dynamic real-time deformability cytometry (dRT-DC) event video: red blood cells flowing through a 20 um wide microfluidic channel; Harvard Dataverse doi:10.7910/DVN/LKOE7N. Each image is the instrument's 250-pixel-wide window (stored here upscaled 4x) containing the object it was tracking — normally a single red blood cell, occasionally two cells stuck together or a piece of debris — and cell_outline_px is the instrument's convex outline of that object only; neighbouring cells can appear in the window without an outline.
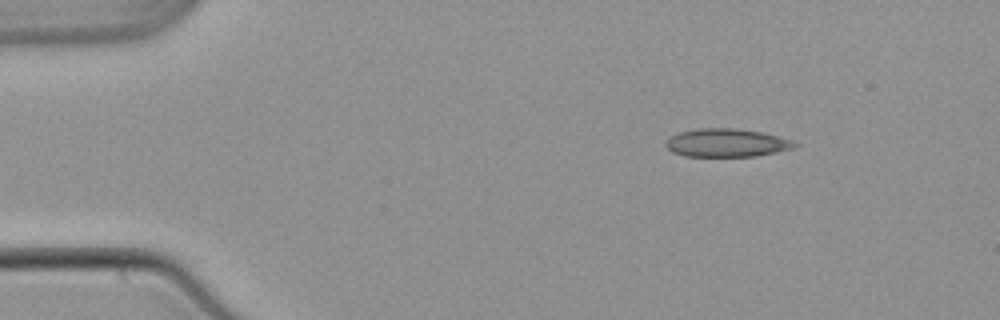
{"species": "common noctule bat (a hibernating species)", "species_latin": "Nyctalus noctula", "temperature_condition": "warm", "stored_images_in_passage": 46, "camera_frame_rate_fps": 3000, "um_per_image_px": 0.085, "animal": {"sex": "male", "body_mass_g": 21.5, "forearm_length_mm": 52.0}, "frame": {"image": 1, "passage_image": 1, "time_ms": 0.0, "image_size_px": [1000, 320], "cell_outline_px": [[800, 144], [792, 148], [776, 152], [756, 156], [684, 156], [672, 152], [664, 144], [672, 136], [680, 132], [700, 128], [732, 128], [764, 132], [780, 136], [792, 140]], "centroid_in_image_um": [61.8, 12.14], "position_along_channel_um": 23.2, "area_um2": 21.15}}
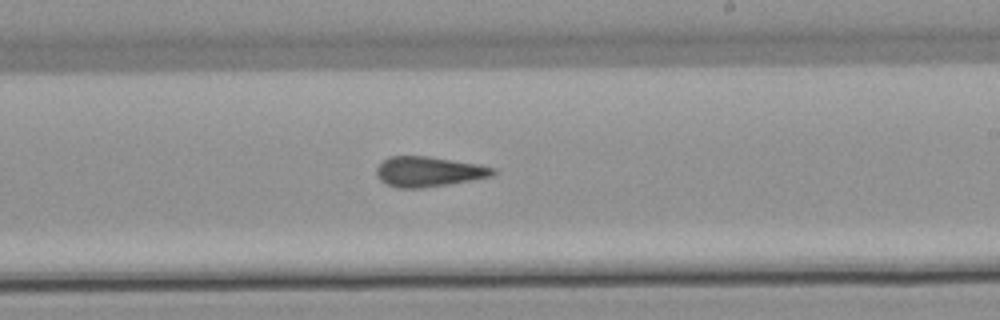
{"frame": {"image": 2, "passage_image": 25, "time_ms": 8.0, "image_size_px": [1000, 320], "cell_outline_px": [[496, 172], [492, 176], [448, 184], [420, 188], [396, 188], [380, 180], [376, 176], [376, 168], [388, 156], [428, 156], [480, 164], [496, 168]], "centroid_in_image_um": [36.43, 14.58], "position_along_channel_um": 252.6, "area_um2": 20.46}}
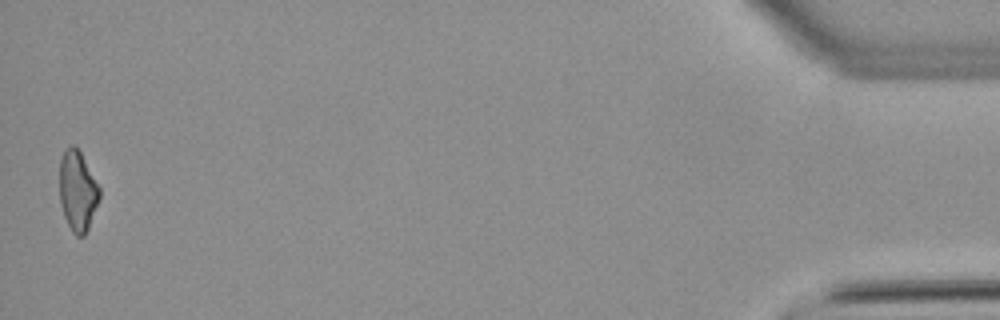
{"frame": {"image": 3, "passage_image": 46, "time_ms": 15.0, "image_size_px": [1000, 320], "cell_outline_px": [[100, 196], [88, 228], [84, 236], [76, 236], [72, 232], [64, 216], [60, 204], [60, 160], [64, 152], [72, 144], [76, 144], [100, 188]], "centroid_in_image_um": [6.59, 16.23], "position_along_channel_um": 428.6, "area_um2": 18.5}, "authors_computed_cell_mechanics": {"area_um2": 20.3745, "velocity_mm_per_s": 3.8609, "shape_relaxation_time_tau1_ms": null, "shape_relaxation_time_tau2_ms": 3.1568, "deformation_change_tau1": null, "deformation_change_tau2": 0.1151}}